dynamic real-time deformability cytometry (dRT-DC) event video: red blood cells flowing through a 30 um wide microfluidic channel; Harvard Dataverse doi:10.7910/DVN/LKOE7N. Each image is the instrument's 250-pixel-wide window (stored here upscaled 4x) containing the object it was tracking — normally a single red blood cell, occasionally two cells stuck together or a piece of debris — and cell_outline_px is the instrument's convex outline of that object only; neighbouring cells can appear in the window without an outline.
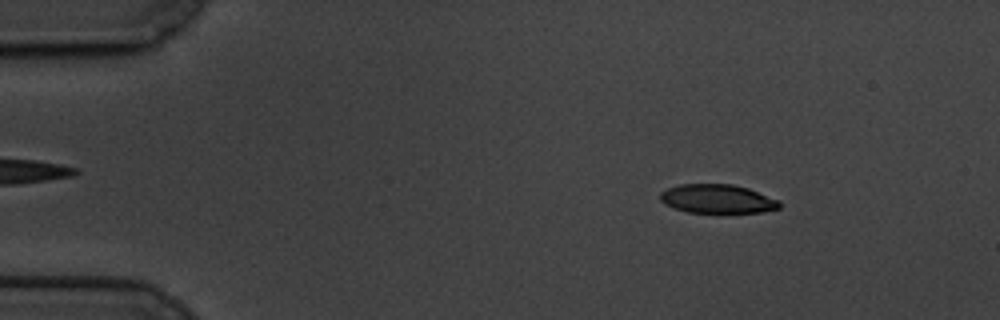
{"species": "common noctule bat (a hibernating species)", "species_latin": "Nyctalus noctula", "temperature_condition": "cold", "stored_images_in_passage": 59, "camera_frame_rate_fps": 3000, "um_per_image_px": 0.085, "animal": {"sex": "male", "body_mass_g": 19.5, "forearm_length_mm": 54.6}, "frame": {"image": 1, "passage_image": 8, "time_ms": 2.333, "image_size_px": [1000, 320], "cell_outline_px": [[780, 208], [764, 212], [688, 212], [672, 208], [664, 204], [660, 200], [660, 192], [668, 188], [680, 184], [732, 184], [748, 188], [780, 200]], "centroid_in_image_um": [60.97, 16.9], "position_along_channel_um": 24.0, "area_um2": 20.11}}
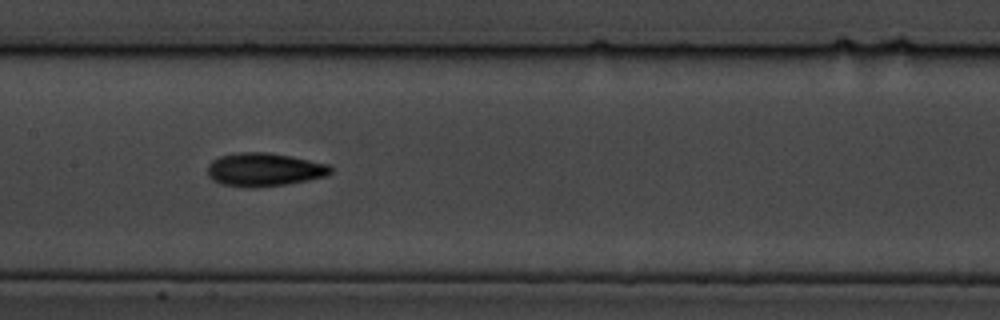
{"frame": {"image": 2, "passage_image": 29, "time_ms": 9.333, "image_size_px": [1000, 320], "cell_outline_px": [[332, 172], [328, 176], [308, 180], [284, 184], [256, 188], [248, 188], [220, 184], [212, 180], [208, 176], [208, 164], [212, 160], [220, 156], [240, 152], [268, 152], [292, 156], [328, 164], [332, 168]], "centroid_in_image_um": [22.45, 14.42], "position_along_channel_um": 184.9, "area_um2": 24.16}}
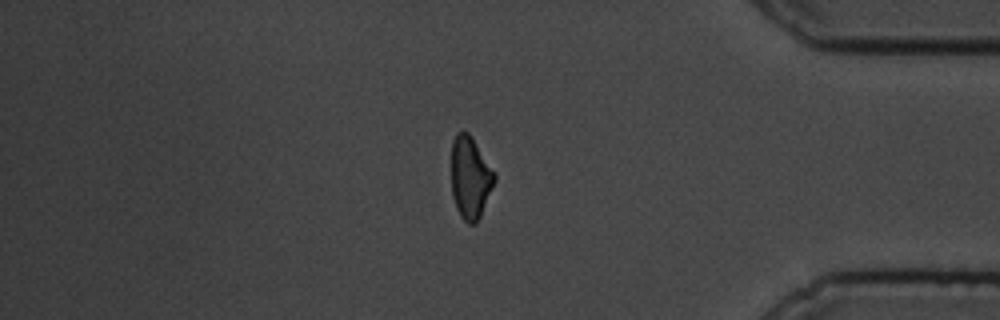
{"frame": {"image": 3, "passage_image": 50, "time_ms": 16.333, "image_size_px": [1000, 320], "cell_outline_px": [[496, 180], [480, 216], [476, 224], [468, 224], [460, 216], [456, 208], [452, 196], [452, 140], [456, 132], [468, 132], [472, 136], [496, 172]], "centroid_in_image_um": [39.98, 15.08], "position_along_channel_um": 395.2, "area_um2": 20.92}, "authors_computed_cell_mechanics": {"area_um2": 21.5594, "velocity_mm_per_s": 3.3772, "shape_relaxation_time_tau1_ms": 4.1452, "shape_relaxation_time_tau2_ms": 3.5936, "deformation_change_tau1": 0.1468, "deformation_change_tau2": 0.0928}}